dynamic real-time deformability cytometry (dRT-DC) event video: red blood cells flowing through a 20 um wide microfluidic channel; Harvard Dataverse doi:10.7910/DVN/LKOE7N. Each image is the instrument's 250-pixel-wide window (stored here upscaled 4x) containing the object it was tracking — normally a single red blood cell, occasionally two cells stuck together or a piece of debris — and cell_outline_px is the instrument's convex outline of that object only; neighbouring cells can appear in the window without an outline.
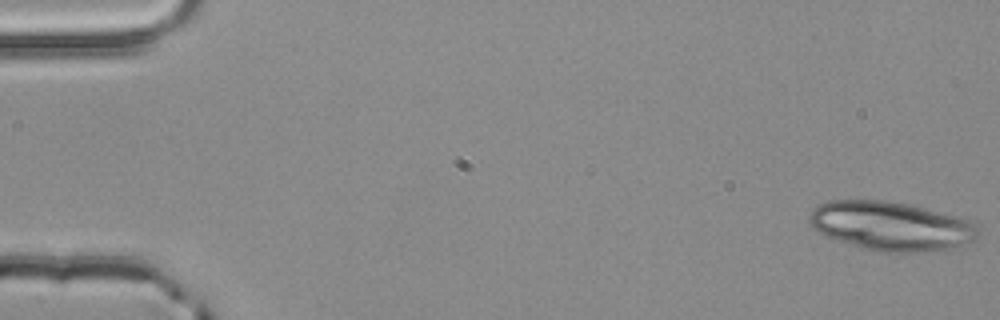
{"species": "common noctule bat (a hibernating species)", "species_latin": "Nyctalus noctula", "temperature_condition": "room temperature", "stored_images_in_passage": 4, "camera_frame_rate_fps": 3000, "um_per_image_px": 0.085, "animal": {"sex": "male", "body_mass_g": 20.4}, "frame": {"image": 1, "passage_image": 1, "time_ms": 0.0, "image_size_px": [1000, 320], "cell_outline_px": [[980, 236], [976, 240], [944, 252], [876, 252], [860, 248], [828, 236], [812, 228], [808, 220], [808, 216], [812, 208], [828, 200], [884, 200], [908, 204], [972, 220], [976, 224]], "centroid_in_image_um": [75.78, 19.23], "position_along_channel_um": 9.2, "area_um2": 48.96}}